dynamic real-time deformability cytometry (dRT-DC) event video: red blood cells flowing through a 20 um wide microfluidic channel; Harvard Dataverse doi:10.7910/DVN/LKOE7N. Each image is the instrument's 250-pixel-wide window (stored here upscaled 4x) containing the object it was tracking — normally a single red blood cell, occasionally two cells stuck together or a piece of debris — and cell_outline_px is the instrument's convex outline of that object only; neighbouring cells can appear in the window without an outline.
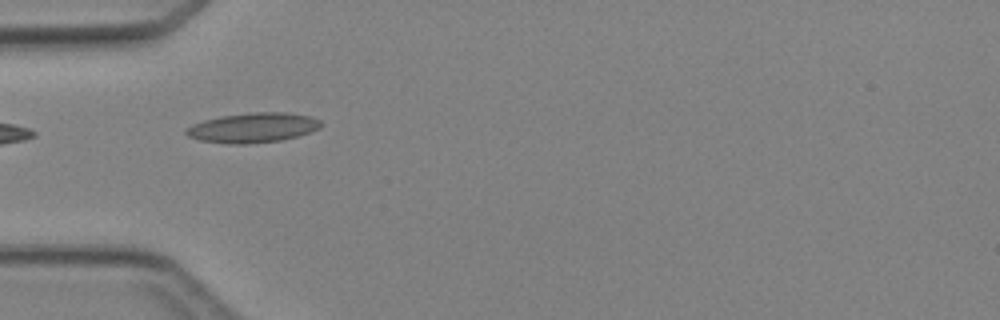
{"species": "Egyptian fruit bat (a non-hibernating species)", "species_latin": "Rousettus aegyptiacus", "temperature_condition": "cold", "stored_images_in_passage": 5, "camera_frame_rate_fps": 3000, "um_per_image_px": 0.085, "animal": {"sex": "female"}, "frame": {"image": 1, "passage_image": 4, "time_ms": 3.667, "image_size_px": [1000, 320], "cell_outline_px": [[324, 124], [320, 128], [296, 136], [280, 140], [248, 144], [228, 144], [200, 140], [188, 136], [184, 132], [184, 128], [192, 124], [204, 120], [220, 116], [252, 112], [284, 112], [308, 116], [320, 120]], "centroid_in_image_um": [21.46, 10.85], "position_along_channel_um": 63.5, "area_um2": 23.41}}
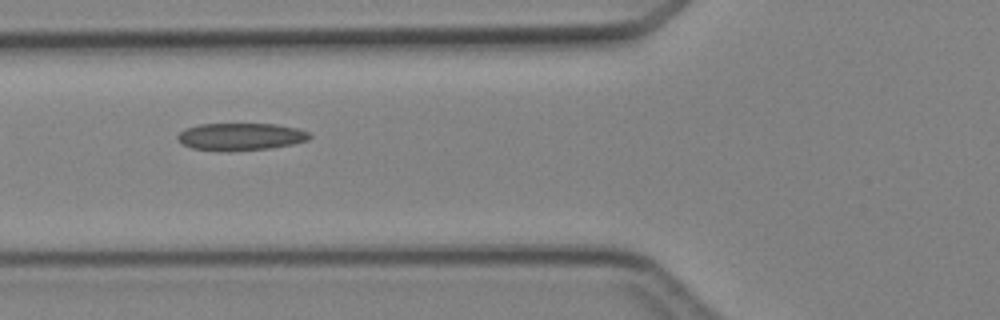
{"frame": {"image": 2, "passage_image": 5, "time_ms": 4.667, "image_size_px": [1000, 320], "cell_outline_px": [[312, 136], [308, 140], [292, 144], [272, 148], [228, 152], [192, 148], [176, 140], [176, 136], [184, 128], [200, 124], [276, 124], [300, 128], [308, 132]], "centroid_in_image_um": [20.46, 11.62], "position_along_channel_um": 105.3, "area_um2": 21.33}}